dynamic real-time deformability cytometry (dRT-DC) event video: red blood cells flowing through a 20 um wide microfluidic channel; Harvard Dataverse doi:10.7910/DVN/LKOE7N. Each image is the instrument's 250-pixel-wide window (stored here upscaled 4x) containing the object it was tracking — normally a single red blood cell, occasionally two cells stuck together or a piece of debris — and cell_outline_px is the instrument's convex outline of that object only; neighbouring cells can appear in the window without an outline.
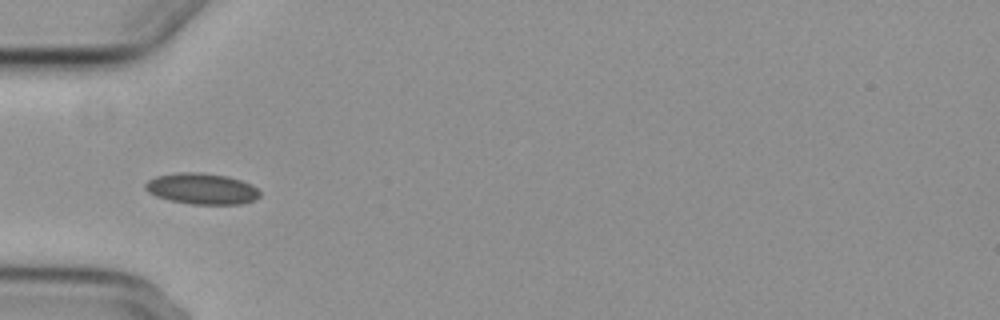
{"species": "common noctule bat (a hibernating species)", "species_latin": "Nyctalus noctula", "temperature_condition": "cold", "stored_images_in_passage": 10, "camera_frame_rate_fps": 3000, "um_per_image_px": 0.085, "animal": {"sex": "female", "body_mass_g": 29.2, "forearm_length_mm": 56.3}, "frame": {"image": 1, "passage_image": 6, "time_ms": 6.0, "image_size_px": [1000, 320], "cell_outline_px": [[260, 196], [256, 200], [240, 204], [192, 204], [168, 200], [156, 196], [148, 192], [144, 188], [144, 184], [148, 180], [156, 176], [180, 172], [200, 172], [228, 176], [252, 184], [260, 192]], "centroid_in_image_um": [17.15, 16.04], "position_along_channel_um": 67.8, "area_um2": 20.87}}
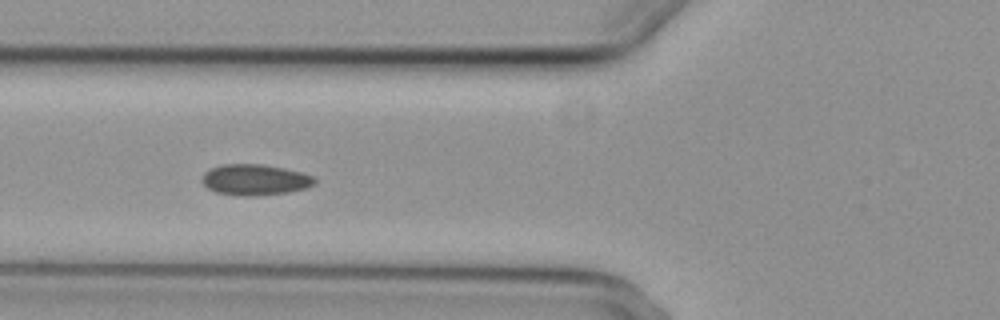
{"frame": {"image": 2, "passage_image": 7, "time_ms": 7.0, "image_size_px": [1000, 320], "cell_outline_px": [[316, 184], [308, 188], [288, 192], [256, 196], [240, 196], [216, 192], [208, 188], [200, 180], [204, 172], [220, 164], [260, 164], [284, 168], [316, 176]], "centroid_in_image_um": [21.69, 15.28], "position_along_channel_um": 104.1, "area_um2": 20.52}}
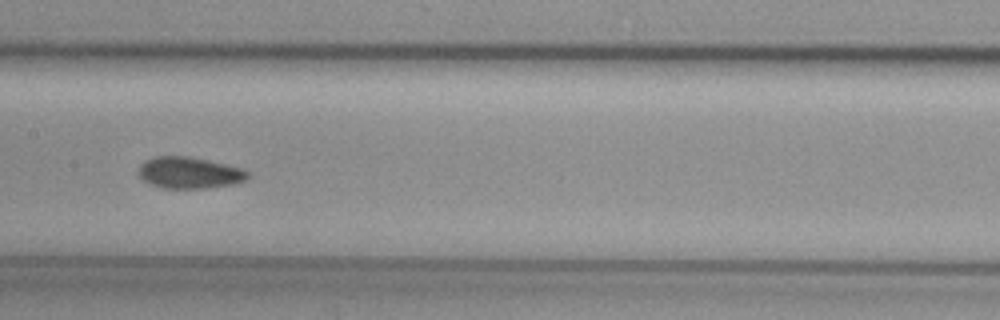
{"frame": {"image": 3, "passage_image": 9, "time_ms": 9.333, "image_size_px": [1000, 320], "cell_outline_px": [[248, 180], [236, 184], [204, 188], [160, 188], [144, 180], [136, 172], [140, 164], [144, 160], [152, 156], [188, 156], [208, 160], [244, 168], [248, 172]], "centroid_in_image_um": [16.09, 14.67], "position_along_channel_um": 191.3, "area_um2": 20.35}}